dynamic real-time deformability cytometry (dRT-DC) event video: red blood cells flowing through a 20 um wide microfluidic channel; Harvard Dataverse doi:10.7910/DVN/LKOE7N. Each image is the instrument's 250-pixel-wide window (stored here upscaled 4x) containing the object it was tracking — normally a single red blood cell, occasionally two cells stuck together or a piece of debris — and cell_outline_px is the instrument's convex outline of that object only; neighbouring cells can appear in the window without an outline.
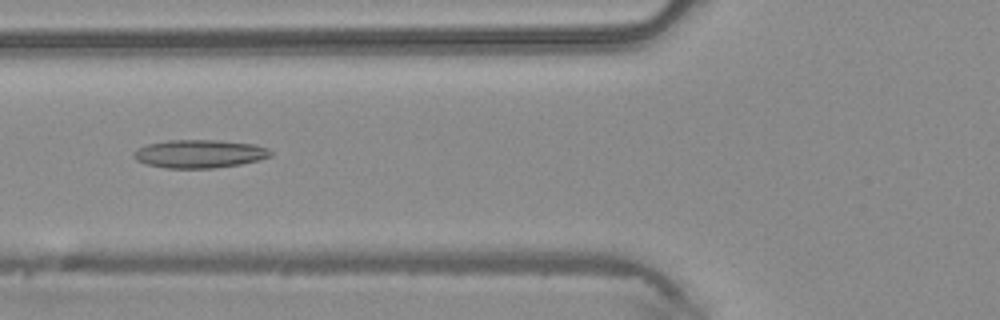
{"species": "common noctule bat (a hibernating species)", "species_latin": "Nyctalus noctula", "temperature_condition": "warm", "stored_images_in_passage": 47, "camera_frame_rate_fps": 3000, "um_per_image_px": 0.085, "animal": {"sex": "male", "body_mass_g": 20.4}, "frame": {"image": 1, "passage_image": 18, "time_ms": 5.667, "image_size_px": [1000, 320], "cell_outline_px": [[272, 156], [260, 160], [240, 164], [212, 168], [168, 168], [144, 164], [136, 160], [132, 156], [132, 152], [148, 144], [168, 140], [216, 140], [256, 144], [268, 148], [272, 152]], "centroid_in_image_um": [16.97, 13.07], "position_along_channel_um": 108.8, "area_um2": 22.6}}
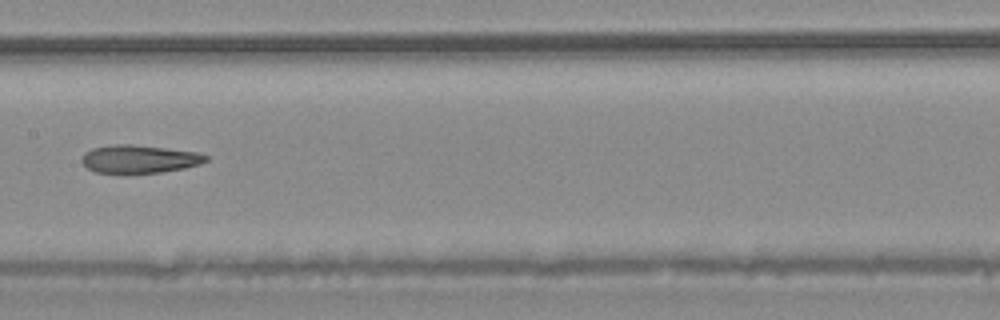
{"frame": {"image": 2, "passage_image": 24, "time_ms": 7.667, "image_size_px": [1000, 320], "cell_outline_px": [[208, 160], [200, 164], [184, 168], [160, 172], [96, 172], [88, 168], [80, 160], [84, 152], [92, 148], [112, 144], [132, 144], [200, 152], [208, 156]], "centroid_in_image_um": [11.85, 13.49], "position_along_channel_um": 195.5, "area_um2": 20.17}}
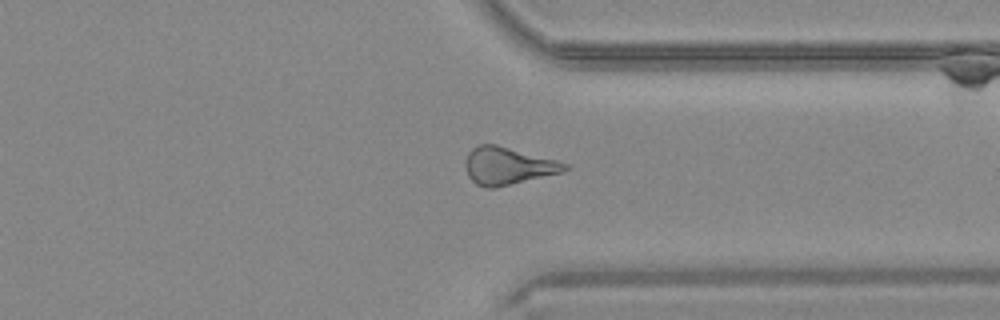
{"frame": {"image": 3, "passage_image": 36, "time_ms": 11.667, "image_size_px": [1000, 320], "cell_outline_px": [[572, 168], [564, 172], [496, 188], [484, 188], [476, 184], [468, 176], [464, 164], [464, 160], [468, 152], [472, 148], [480, 144], [496, 144], [572, 164]], "centroid_in_image_um": [43.2, 14.11], "position_along_channel_um": 368.2, "area_um2": 22.14}}